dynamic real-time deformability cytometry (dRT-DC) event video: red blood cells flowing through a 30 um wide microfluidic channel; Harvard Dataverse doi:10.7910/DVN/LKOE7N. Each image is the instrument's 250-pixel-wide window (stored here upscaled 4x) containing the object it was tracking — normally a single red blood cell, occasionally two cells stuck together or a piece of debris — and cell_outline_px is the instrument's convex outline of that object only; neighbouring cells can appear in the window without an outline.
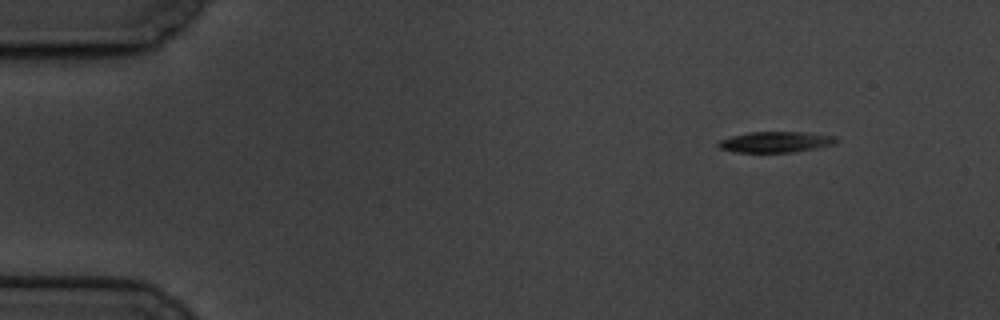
{"species": "common noctule bat (a hibernating species)", "species_latin": "Nyctalus noctula", "temperature_condition": "cold", "stored_images_in_passage": 4, "camera_frame_rate_fps": 3000, "um_per_image_px": 0.085, "animal": {"sex": "male", "body_mass_g": 19.5, "forearm_length_mm": 54.6}, "frame": {"image": 1, "passage_image": 1, "time_ms": 0.0, "image_size_px": [1000, 320], "cell_outline_px": [[836, 144], [816, 148], [792, 152], [736, 152], [720, 148], [716, 144], [720, 140], [732, 136], [748, 132], [804, 132], [836, 136]], "centroid_in_image_um": [65.93, 12.06], "position_along_channel_um": 19.1, "area_um2": 14.22}}
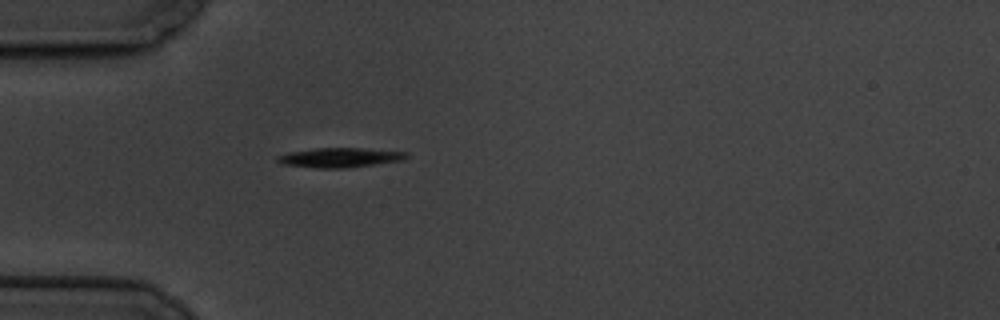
{"frame": {"image": 2, "passage_image": 4, "time_ms": 3.667, "image_size_px": [1000, 320], "cell_outline_px": [[408, 156], [404, 160], [344, 168], [316, 168], [284, 164], [276, 160], [276, 156], [292, 152], [316, 148], [364, 148], [408, 152]], "centroid_in_image_um": [28.92, 13.39], "position_along_channel_um": 56.1, "area_um2": 14.57}}